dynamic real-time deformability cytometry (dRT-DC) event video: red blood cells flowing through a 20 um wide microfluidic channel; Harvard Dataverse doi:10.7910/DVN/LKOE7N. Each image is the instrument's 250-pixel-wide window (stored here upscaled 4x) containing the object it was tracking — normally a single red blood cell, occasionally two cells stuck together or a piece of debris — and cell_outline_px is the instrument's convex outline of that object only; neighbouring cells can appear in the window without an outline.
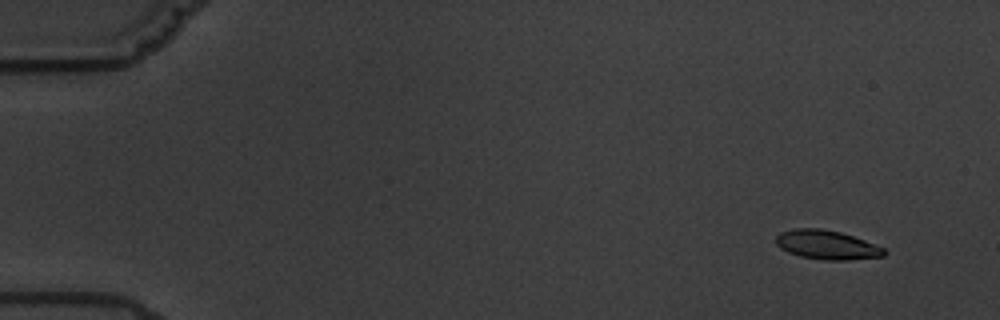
{"species": "common noctule bat (a hibernating species)", "species_latin": "Nyctalus noctula", "temperature_condition": "warm", "stored_images_in_passage": 6, "camera_frame_rate_fps": 3000, "um_per_image_px": 0.085, "animal": {"sex": "male", "body_mass_g": 19.5, "forearm_length_mm": 54.6}, "frame": {"image": 1, "passage_image": 2, "time_ms": 1.333, "image_size_px": [1000, 320], "cell_outline_px": [[888, 252], [884, 256], [848, 260], [824, 260], [800, 256], [788, 252], [780, 248], [776, 244], [776, 236], [780, 232], [796, 228], [820, 228], [840, 232], [864, 240], [884, 248]], "centroid_in_image_um": [70.27, 20.81], "position_along_channel_um": 14.7, "area_um2": 18.32}}
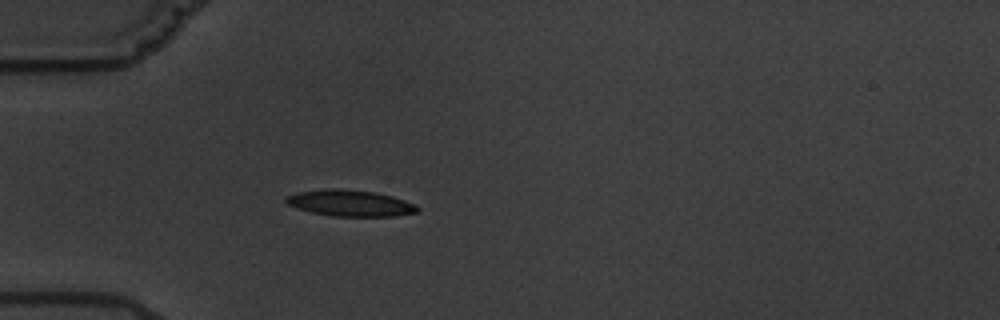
{"frame": {"image": 2, "passage_image": 6, "time_ms": 6.0, "image_size_px": [1000, 320], "cell_outline_px": [[420, 212], [392, 216], [332, 216], [312, 212], [288, 204], [284, 200], [288, 196], [296, 192], [332, 188], [340, 188], [372, 192], [392, 196], [416, 204], [420, 208]], "centroid_in_image_um": [29.81, 17.26], "position_along_channel_um": 55.2, "area_um2": 19.94}}